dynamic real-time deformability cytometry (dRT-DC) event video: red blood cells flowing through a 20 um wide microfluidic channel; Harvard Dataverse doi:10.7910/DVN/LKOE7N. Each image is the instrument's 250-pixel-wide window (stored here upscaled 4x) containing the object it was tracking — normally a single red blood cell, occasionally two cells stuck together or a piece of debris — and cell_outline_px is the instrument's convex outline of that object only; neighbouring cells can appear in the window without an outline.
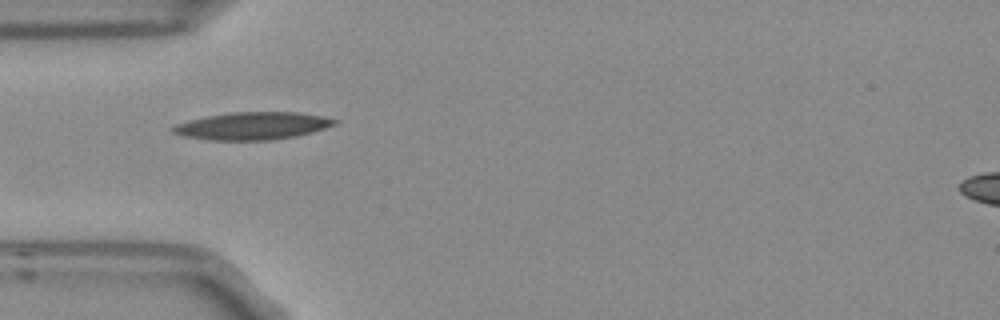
{"species": "Egyptian fruit bat (a non-hibernating species)", "species_latin": "Rousettus aegyptiacus", "temperature_condition": "room temperature", "stored_images_in_passage": 5, "camera_frame_rate_fps": 3000, "um_per_image_px": 0.085, "frame": {"image": 1, "passage_image": 1, "time_ms": 0.0, "image_size_px": [1000, 320], "cell_outline_px": [[340, 120], [336, 124], [312, 132], [296, 136], [268, 140], [212, 140], [184, 136], [172, 132], [168, 128], [176, 124], [188, 120], [208, 116], [232, 112], [300, 112], [324, 116]], "centroid_in_image_um": [21.47, 10.69], "position_along_channel_um": 63.5, "area_um2": 25.95}}
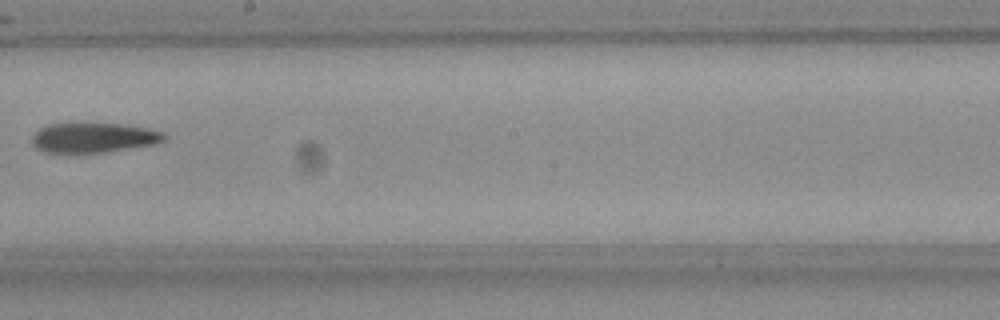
{"frame": {"image": 2, "passage_image": 5, "time_ms": 1.333, "image_size_px": [1000, 320], "cell_outline_px": [[168, 136], [164, 140], [156, 144], [104, 152], [72, 156], [64, 156], [44, 152], [36, 148], [32, 144], [32, 136], [40, 128], [48, 124], [84, 120], [120, 124], [148, 128], [160, 132]], "centroid_in_image_um": [7.84, 11.71], "position_along_channel_um": 240.4, "area_um2": 24.68}}